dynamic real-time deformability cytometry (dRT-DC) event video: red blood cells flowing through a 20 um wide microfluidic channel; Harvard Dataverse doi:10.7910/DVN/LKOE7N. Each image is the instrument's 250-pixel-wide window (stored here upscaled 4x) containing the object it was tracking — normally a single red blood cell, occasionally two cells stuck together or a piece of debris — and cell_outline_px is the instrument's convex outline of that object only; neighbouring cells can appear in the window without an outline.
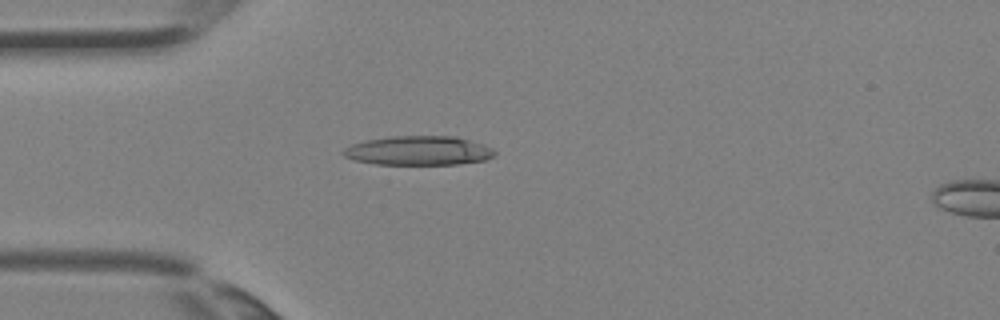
{"species": "Egyptian fruit bat (a non-hibernating species)", "species_latin": "Rousettus aegyptiacus", "temperature_condition": "room temperature", "stored_images_in_passage": 2, "camera_frame_rate_fps": 3000, "um_per_image_px": 0.085, "animal": {"sex": "female"}, "frame": {"image": 1, "passage_image": 1, "time_ms": 0.0, "image_size_px": [1000, 320], "cell_outline_px": [[496, 156], [484, 160], [456, 164], [376, 164], [356, 160], [344, 156], [340, 152], [344, 148], [352, 144], [364, 140], [388, 136], [456, 136], [492, 148], [496, 152]], "centroid_in_image_um": [35.54, 12.8], "position_along_channel_um": 49.5, "area_um2": 25.72}}